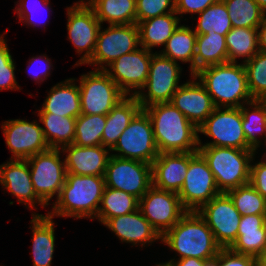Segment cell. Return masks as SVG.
I'll return each mask as SVG.
<instances>
[{
  "label": "cell",
  "instance_id": "cell-20",
  "mask_svg": "<svg viewBox=\"0 0 266 266\" xmlns=\"http://www.w3.org/2000/svg\"><path fill=\"white\" fill-rule=\"evenodd\" d=\"M117 237L119 243L129 244L131 247L146 249L159 242L161 235L143 216L139 208L126 215L110 218L104 225Z\"/></svg>",
  "mask_w": 266,
  "mask_h": 266
},
{
  "label": "cell",
  "instance_id": "cell-42",
  "mask_svg": "<svg viewBox=\"0 0 266 266\" xmlns=\"http://www.w3.org/2000/svg\"><path fill=\"white\" fill-rule=\"evenodd\" d=\"M10 31L6 28L0 34V91H20L21 86L16 77V60L11 53L6 36Z\"/></svg>",
  "mask_w": 266,
  "mask_h": 266
},
{
  "label": "cell",
  "instance_id": "cell-22",
  "mask_svg": "<svg viewBox=\"0 0 266 266\" xmlns=\"http://www.w3.org/2000/svg\"><path fill=\"white\" fill-rule=\"evenodd\" d=\"M67 174L104 176L111 156L109 148L103 145H66L61 148Z\"/></svg>",
  "mask_w": 266,
  "mask_h": 266
},
{
  "label": "cell",
  "instance_id": "cell-7",
  "mask_svg": "<svg viewBox=\"0 0 266 266\" xmlns=\"http://www.w3.org/2000/svg\"><path fill=\"white\" fill-rule=\"evenodd\" d=\"M209 138L205 142L202 136ZM198 145L252 149L248 144L242 127L240 107H216L198 127Z\"/></svg>",
  "mask_w": 266,
  "mask_h": 266
},
{
  "label": "cell",
  "instance_id": "cell-24",
  "mask_svg": "<svg viewBox=\"0 0 266 266\" xmlns=\"http://www.w3.org/2000/svg\"><path fill=\"white\" fill-rule=\"evenodd\" d=\"M188 169V152L159 153L152 163V185L179 193Z\"/></svg>",
  "mask_w": 266,
  "mask_h": 266
},
{
  "label": "cell",
  "instance_id": "cell-16",
  "mask_svg": "<svg viewBox=\"0 0 266 266\" xmlns=\"http://www.w3.org/2000/svg\"><path fill=\"white\" fill-rule=\"evenodd\" d=\"M198 214L213 232L221 248H230L237 239L241 215L226 192H221L204 204Z\"/></svg>",
  "mask_w": 266,
  "mask_h": 266
},
{
  "label": "cell",
  "instance_id": "cell-55",
  "mask_svg": "<svg viewBox=\"0 0 266 266\" xmlns=\"http://www.w3.org/2000/svg\"><path fill=\"white\" fill-rule=\"evenodd\" d=\"M261 101L265 104L266 107V98L262 99Z\"/></svg>",
  "mask_w": 266,
  "mask_h": 266
},
{
  "label": "cell",
  "instance_id": "cell-48",
  "mask_svg": "<svg viewBox=\"0 0 266 266\" xmlns=\"http://www.w3.org/2000/svg\"><path fill=\"white\" fill-rule=\"evenodd\" d=\"M208 261L209 260H201L199 258L186 257L177 260H167L163 263L168 264L169 266H205V264Z\"/></svg>",
  "mask_w": 266,
  "mask_h": 266
},
{
  "label": "cell",
  "instance_id": "cell-21",
  "mask_svg": "<svg viewBox=\"0 0 266 266\" xmlns=\"http://www.w3.org/2000/svg\"><path fill=\"white\" fill-rule=\"evenodd\" d=\"M186 77L171 103L197 128L216 108L210 94L194 75Z\"/></svg>",
  "mask_w": 266,
  "mask_h": 266
},
{
  "label": "cell",
  "instance_id": "cell-37",
  "mask_svg": "<svg viewBox=\"0 0 266 266\" xmlns=\"http://www.w3.org/2000/svg\"><path fill=\"white\" fill-rule=\"evenodd\" d=\"M14 4L13 11L17 15L15 17H17L19 24L21 22L23 26L34 30L39 27L41 31L45 30L46 32L50 22V15L52 16L54 11L51 6V0H17Z\"/></svg>",
  "mask_w": 266,
  "mask_h": 266
},
{
  "label": "cell",
  "instance_id": "cell-51",
  "mask_svg": "<svg viewBox=\"0 0 266 266\" xmlns=\"http://www.w3.org/2000/svg\"><path fill=\"white\" fill-rule=\"evenodd\" d=\"M261 10L266 14V0H255Z\"/></svg>",
  "mask_w": 266,
  "mask_h": 266
},
{
  "label": "cell",
  "instance_id": "cell-14",
  "mask_svg": "<svg viewBox=\"0 0 266 266\" xmlns=\"http://www.w3.org/2000/svg\"><path fill=\"white\" fill-rule=\"evenodd\" d=\"M0 129L11 156L8 159L27 160L37 153L50 149L45 140L39 119H8L1 122Z\"/></svg>",
  "mask_w": 266,
  "mask_h": 266
},
{
  "label": "cell",
  "instance_id": "cell-1",
  "mask_svg": "<svg viewBox=\"0 0 266 266\" xmlns=\"http://www.w3.org/2000/svg\"><path fill=\"white\" fill-rule=\"evenodd\" d=\"M105 187L104 176L67 174L58 198L46 210V214L53 219L60 217L94 221Z\"/></svg>",
  "mask_w": 266,
  "mask_h": 266
},
{
  "label": "cell",
  "instance_id": "cell-3",
  "mask_svg": "<svg viewBox=\"0 0 266 266\" xmlns=\"http://www.w3.org/2000/svg\"><path fill=\"white\" fill-rule=\"evenodd\" d=\"M144 110L151 119L159 153L198 152V128L171 102L156 103Z\"/></svg>",
  "mask_w": 266,
  "mask_h": 266
},
{
  "label": "cell",
  "instance_id": "cell-13",
  "mask_svg": "<svg viewBox=\"0 0 266 266\" xmlns=\"http://www.w3.org/2000/svg\"><path fill=\"white\" fill-rule=\"evenodd\" d=\"M221 192L207 161L199 152H188V169L178 193L186 211H198Z\"/></svg>",
  "mask_w": 266,
  "mask_h": 266
},
{
  "label": "cell",
  "instance_id": "cell-17",
  "mask_svg": "<svg viewBox=\"0 0 266 266\" xmlns=\"http://www.w3.org/2000/svg\"><path fill=\"white\" fill-rule=\"evenodd\" d=\"M0 187L15 197L18 204L32 211L31 216H46L37 211L49 208L35 193L27 160L7 159L0 164ZM6 191V192H5ZM40 207V208H39ZM35 211V212H34Z\"/></svg>",
  "mask_w": 266,
  "mask_h": 266
},
{
  "label": "cell",
  "instance_id": "cell-25",
  "mask_svg": "<svg viewBox=\"0 0 266 266\" xmlns=\"http://www.w3.org/2000/svg\"><path fill=\"white\" fill-rule=\"evenodd\" d=\"M55 220L48 215L32 216L29 229L32 237V265L52 266L56 242Z\"/></svg>",
  "mask_w": 266,
  "mask_h": 266
},
{
  "label": "cell",
  "instance_id": "cell-19",
  "mask_svg": "<svg viewBox=\"0 0 266 266\" xmlns=\"http://www.w3.org/2000/svg\"><path fill=\"white\" fill-rule=\"evenodd\" d=\"M138 208L161 236L187 212L177 193L153 185L139 199Z\"/></svg>",
  "mask_w": 266,
  "mask_h": 266
},
{
  "label": "cell",
  "instance_id": "cell-36",
  "mask_svg": "<svg viewBox=\"0 0 266 266\" xmlns=\"http://www.w3.org/2000/svg\"><path fill=\"white\" fill-rule=\"evenodd\" d=\"M192 28L197 34L216 32L225 35L233 28L228 10L222 0L210 5L204 11L192 18Z\"/></svg>",
  "mask_w": 266,
  "mask_h": 266
},
{
  "label": "cell",
  "instance_id": "cell-2",
  "mask_svg": "<svg viewBox=\"0 0 266 266\" xmlns=\"http://www.w3.org/2000/svg\"><path fill=\"white\" fill-rule=\"evenodd\" d=\"M161 244L175 256L168 260L186 257L201 260L214 259L221 247L213 232L197 211H187L180 220L161 236Z\"/></svg>",
  "mask_w": 266,
  "mask_h": 266
},
{
  "label": "cell",
  "instance_id": "cell-49",
  "mask_svg": "<svg viewBox=\"0 0 266 266\" xmlns=\"http://www.w3.org/2000/svg\"><path fill=\"white\" fill-rule=\"evenodd\" d=\"M257 31L259 51L266 52V14H264L262 22L257 27Z\"/></svg>",
  "mask_w": 266,
  "mask_h": 266
},
{
  "label": "cell",
  "instance_id": "cell-40",
  "mask_svg": "<svg viewBox=\"0 0 266 266\" xmlns=\"http://www.w3.org/2000/svg\"><path fill=\"white\" fill-rule=\"evenodd\" d=\"M226 193L241 216L266 214V199L250 183Z\"/></svg>",
  "mask_w": 266,
  "mask_h": 266
},
{
  "label": "cell",
  "instance_id": "cell-54",
  "mask_svg": "<svg viewBox=\"0 0 266 266\" xmlns=\"http://www.w3.org/2000/svg\"><path fill=\"white\" fill-rule=\"evenodd\" d=\"M154 266H169V265L163 263V260H162V262H156Z\"/></svg>",
  "mask_w": 266,
  "mask_h": 266
},
{
  "label": "cell",
  "instance_id": "cell-12",
  "mask_svg": "<svg viewBox=\"0 0 266 266\" xmlns=\"http://www.w3.org/2000/svg\"><path fill=\"white\" fill-rule=\"evenodd\" d=\"M140 47L137 24H115L101 26L96 48L91 59L85 64L94 70H104L120 56Z\"/></svg>",
  "mask_w": 266,
  "mask_h": 266
},
{
  "label": "cell",
  "instance_id": "cell-38",
  "mask_svg": "<svg viewBox=\"0 0 266 266\" xmlns=\"http://www.w3.org/2000/svg\"><path fill=\"white\" fill-rule=\"evenodd\" d=\"M227 7L234 28H257L264 12L255 0H222Z\"/></svg>",
  "mask_w": 266,
  "mask_h": 266
},
{
  "label": "cell",
  "instance_id": "cell-11",
  "mask_svg": "<svg viewBox=\"0 0 266 266\" xmlns=\"http://www.w3.org/2000/svg\"><path fill=\"white\" fill-rule=\"evenodd\" d=\"M110 151L111 155L116 157L139 160L148 164H152L158 157L153 125L144 109L134 116Z\"/></svg>",
  "mask_w": 266,
  "mask_h": 266
},
{
  "label": "cell",
  "instance_id": "cell-45",
  "mask_svg": "<svg viewBox=\"0 0 266 266\" xmlns=\"http://www.w3.org/2000/svg\"><path fill=\"white\" fill-rule=\"evenodd\" d=\"M219 1L220 0H175V12L182 21L187 23V18H184V16H189L188 18L191 20L207 7Z\"/></svg>",
  "mask_w": 266,
  "mask_h": 266
},
{
  "label": "cell",
  "instance_id": "cell-23",
  "mask_svg": "<svg viewBox=\"0 0 266 266\" xmlns=\"http://www.w3.org/2000/svg\"><path fill=\"white\" fill-rule=\"evenodd\" d=\"M46 93L47 96L34 113H53L73 118L81 115L80 91L75 77L54 83Z\"/></svg>",
  "mask_w": 266,
  "mask_h": 266
},
{
  "label": "cell",
  "instance_id": "cell-18",
  "mask_svg": "<svg viewBox=\"0 0 266 266\" xmlns=\"http://www.w3.org/2000/svg\"><path fill=\"white\" fill-rule=\"evenodd\" d=\"M154 53L140 46L114 60L104 71L127 96H135L148 79Z\"/></svg>",
  "mask_w": 266,
  "mask_h": 266
},
{
  "label": "cell",
  "instance_id": "cell-53",
  "mask_svg": "<svg viewBox=\"0 0 266 266\" xmlns=\"http://www.w3.org/2000/svg\"><path fill=\"white\" fill-rule=\"evenodd\" d=\"M263 151V152H262ZM263 154H262V153ZM260 155H261V157L263 158V159H265L266 160V144L264 145V147L262 148V150H260V153H259Z\"/></svg>",
  "mask_w": 266,
  "mask_h": 266
},
{
  "label": "cell",
  "instance_id": "cell-39",
  "mask_svg": "<svg viewBox=\"0 0 266 266\" xmlns=\"http://www.w3.org/2000/svg\"><path fill=\"white\" fill-rule=\"evenodd\" d=\"M106 124V115L81 114L76 118L73 144L79 146L102 145V134Z\"/></svg>",
  "mask_w": 266,
  "mask_h": 266
},
{
  "label": "cell",
  "instance_id": "cell-8",
  "mask_svg": "<svg viewBox=\"0 0 266 266\" xmlns=\"http://www.w3.org/2000/svg\"><path fill=\"white\" fill-rule=\"evenodd\" d=\"M67 40L73 45L79 59L71 69L85 65L93 56L101 24L94 10L85 1L66 6Z\"/></svg>",
  "mask_w": 266,
  "mask_h": 266
},
{
  "label": "cell",
  "instance_id": "cell-31",
  "mask_svg": "<svg viewBox=\"0 0 266 266\" xmlns=\"http://www.w3.org/2000/svg\"><path fill=\"white\" fill-rule=\"evenodd\" d=\"M228 62L225 35L216 32L197 34L194 74L202 68Z\"/></svg>",
  "mask_w": 266,
  "mask_h": 266
},
{
  "label": "cell",
  "instance_id": "cell-52",
  "mask_svg": "<svg viewBox=\"0 0 266 266\" xmlns=\"http://www.w3.org/2000/svg\"><path fill=\"white\" fill-rule=\"evenodd\" d=\"M205 266H218V255L214 259L209 260Z\"/></svg>",
  "mask_w": 266,
  "mask_h": 266
},
{
  "label": "cell",
  "instance_id": "cell-28",
  "mask_svg": "<svg viewBox=\"0 0 266 266\" xmlns=\"http://www.w3.org/2000/svg\"><path fill=\"white\" fill-rule=\"evenodd\" d=\"M196 39L197 33L191 24L181 23L159 53L180 65L187 64L189 70L185 71L189 72L188 75H194Z\"/></svg>",
  "mask_w": 266,
  "mask_h": 266
},
{
  "label": "cell",
  "instance_id": "cell-46",
  "mask_svg": "<svg viewBox=\"0 0 266 266\" xmlns=\"http://www.w3.org/2000/svg\"><path fill=\"white\" fill-rule=\"evenodd\" d=\"M259 157L257 153L252 158L249 183L266 199V160Z\"/></svg>",
  "mask_w": 266,
  "mask_h": 266
},
{
  "label": "cell",
  "instance_id": "cell-5",
  "mask_svg": "<svg viewBox=\"0 0 266 266\" xmlns=\"http://www.w3.org/2000/svg\"><path fill=\"white\" fill-rule=\"evenodd\" d=\"M198 152L207 161L220 192L249 183L251 161L257 154L253 149L199 146Z\"/></svg>",
  "mask_w": 266,
  "mask_h": 266
},
{
  "label": "cell",
  "instance_id": "cell-29",
  "mask_svg": "<svg viewBox=\"0 0 266 266\" xmlns=\"http://www.w3.org/2000/svg\"><path fill=\"white\" fill-rule=\"evenodd\" d=\"M141 109L135 96H126L121 100L106 115V124L102 134V145L111 150L117 143L119 136Z\"/></svg>",
  "mask_w": 266,
  "mask_h": 266
},
{
  "label": "cell",
  "instance_id": "cell-41",
  "mask_svg": "<svg viewBox=\"0 0 266 266\" xmlns=\"http://www.w3.org/2000/svg\"><path fill=\"white\" fill-rule=\"evenodd\" d=\"M247 84L253 100L266 98V52L259 51L244 63Z\"/></svg>",
  "mask_w": 266,
  "mask_h": 266
},
{
  "label": "cell",
  "instance_id": "cell-9",
  "mask_svg": "<svg viewBox=\"0 0 266 266\" xmlns=\"http://www.w3.org/2000/svg\"><path fill=\"white\" fill-rule=\"evenodd\" d=\"M27 162L36 195L50 207L66 181L67 170L61 149L50 148L31 156Z\"/></svg>",
  "mask_w": 266,
  "mask_h": 266
},
{
  "label": "cell",
  "instance_id": "cell-15",
  "mask_svg": "<svg viewBox=\"0 0 266 266\" xmlns=\"http://www.w3.org/2000/svg\"><path fill=\"white\" fill-rule=\"evenodd\" d=\"M104 181L106 187L125 191L139 200L152 186V164L111 155Z\"/></svg>",
  "mask_w": 266,
  "mask_h": 266
},
{
  "label": "cell",
  "instance_id": "cell-47",
  "mask_svg": "<svg viewBox=\"0 0 266 266\" xmlns=\"http://www.w3.org/2000/svg\"><path fill=\"white\" fill-rule=\"evenodd\" d=\"M218 266H256V257L221 248L218 252Z\"/></svg>",
  "mask_w": 266,
  "mask_h": 266
},
{
  "label": "cell",
  "instance_id": "cell-33",
  "mask_svg": "<svg viewBox=\"0 0 266 266\" xmlns=\"http://www.w3.org/2000/svg\"><path fill=\"white\" fill-rule=\"evenodd\" d=\"M101 25L136 24V0H86Z\"/></svg>",
  "mask_w": 266,
  "mask_h": 266
},
{
  "label": "cell",
  "instance_id": "cell-50",
  "mask_svg": "<svg viewBox=\"0 0 266 266\" xmlns=\"http://www.w3.org/2000/svg\"><path fill=\"white\" fill-rule=\"evenodd\" d=\"M256 266H266V248L256 257Z\"/></svg>",
  "mask_w": 266,
  "mask_h": 266
},
{
  "label": "cell",
  "instance_id": "cell-43",
  "mask_svg": "<svg viewBox=\"0 0 266 266\" xmlns=\"http://www.w3.org/2000/svg\"><path fill=\"white\" fill-rule=\"evenodd\" d=\"M171 12H175V0H136V24Z\"/></svg>",
  "mask_w": 266,
  "mask_h": 266
},
{
  "label": "cell",
  "instance_id": "cell-6",
  "mask_svg": "<svg viewBox=\"0 0 266 266\" xmlns=\"http://www.w3.org/2000/svg\"><path fill=\"white\" fill-rule=\"evenodd\" d=\"M183 66L159 52L152 55L148 79L135 95L142 109L156 104L171 102L173 94L183 84ZM181 82V83H180Z\"/></svg>",
  "mask_w": 266,
  "mask_h": 266
},
{
  "label": "cell",
  "instance_id": "cell-34",
  "mask_svg": "<svg viewBox=\"0 0 266 266\" xmlns=\"http://www.w3.org/2000/svg\"><path fill=\"white\" fill-rule=\"evenodd\" d=\"M225 41L228 62L244 64L259 52L257 28L233 27L226 34Z\"/></svg>",
  "mask_w": 266,
  "mask_h": 266
},
{
  "label": "cell",
  "instance_id": "cell-32",
  "mask_svg": "<svg viewBox=\"0 0 266 266\" xmlns=\"http://www.w3.org/2000/svg\"><path fill=\"white\" fill-rule=\"evenodd\" d=\"M32 113L40 120L45 140L50 148L61 149L73 144L76 118L53 113Z\"/></svg>",
  "mask_w": 266,
  "mask_h": 266
},
{
  "label": "cell",
  "instance_id": "cell-44",
  "mask_svg": "<svg viewBox=\"0 0 266 266\" xmlns=\"http://www.w3.org/2000/svg\"><path fill=\"white\" fill-rule=\"evenodd\" d=\"M53 59L49 58V56L45 53L34 54L29 57L27 61V68L25 72L29 74L32 78V81H35L36 85H41L46 82V80L51 77L52 71L55 69L53 65Z\"/></svg>",
  "mask_w": 266,
  "mask_h": 266
},
{
  "label": "cell",
  "instance_id": "cell-10",
  "mask_svg": "<svg viewBox=\"0 0 266 266\" xmlns=\"http://www.w3.org/2000/svg\"><path fill=\"white\" fill-rule=\"evenodd\" d=\"M81 114L107 115L127 95L104 70L79 74Z\"/></svg>",
  "mask_w": 266,
  "mask_h": 266
},
{
  "label": "cell",
  "instance_id": "cell-35",
  "mask_svg": "<svg viewBox=\"0 0 266 266\" xmlns=\"http://www.w3.org/2000/svg\"><path fill=\"white\" fill-rule=\"evenodd\" d=\"M139 207V200L125 191L105 187L101 204L97 212L99 224L104 225L110 218L134 212Z\"/></svg>",
  "mask_w": 266,
  "mask_h": 266
},
{
  "label": "cell",
  "instance_id": "cell-4",
  "mask_svg": "<svg viewBox=\"0 0 266 266\" xmlns=\"http://www.w3.org/2000/svg\"><path fill=\"white\" fill-rule=\"evenodd\" d=\"M194 76L208 91L215 107L237 108L253 101L242 63L226 62L208 66Z\"/></svg>",
  "mask_w": 266,
  "mask_h": 266
},
{
  "label": "cell",
  "instance_id": "cell-27",
  "mask_svg": "<svg viewBox=\"0 0 266 266\" xmlns=\"http://www.w3.org/2000/svg\"><path fill=\"white\" fill-rule=\"evenodd\" d=\"M182 22L176 12H171L137 23L140 46L152 52H160Z\"/></svg>",
  "mask_w": 266,
  "mask_h": 266
},
{
  "label": "cell",
  "instance_id": "cell-26",
  "mask_svg": "<svg viewBox=\"0 0 266 266\" xmlns=\"http://www.w3.org/2000/svg\"><path fill=\"white\" fill-rule=\"evenodd\" d=\"M266 248V214L242 216L233 252L257 257Z\"/></svg>",
  "mask_w": 266,
  "mask_h": 266
},
{
  "label": "cell",
  "instance_id": "cell-30",
  "mask_svg": "<svg viewBox=\"0 0 266 266\" xmlns=\"http://www.w3.org/2000/svg\"><path fill=\"white\" fill-rule=\"evenodd\" d=\"M242 127L247 144L256 152L266 144V107L261 100H253L241 107Z\"/></svg>",
  "mask_w": 266,
  "mask_h": 266
}]
</instances>
